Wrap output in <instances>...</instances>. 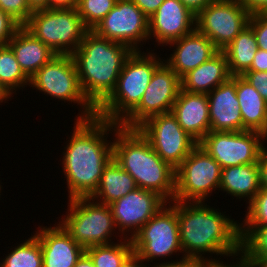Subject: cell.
<instances>
[{"mask_svg": "<svg viewBox=\"0 0 267 267\" xmlns=\"http://www.w3.org/2000/svg\"><path fill=\"white\" fill-rule=\"evenodd\" d=\"M75 120L62 160L69 199L95 193L105 166L113 158V142L106 136L119 125L98 116Z\"/></svg>", "mask_w": 267, "mask_h": 267, "instance_id": "cell-1", "label": "cell"}, {"mask_svg": "<svg viewBox=\"0 0 267 267\" xmlns=\"http://www.w3.org/2000/svg\"><path fill=\"white\" fill-rule=\"evenodd\" d=\"M177 218L183 260H215L206 259L204 253L240 256V223L217 209L205 202L177 201Z\"/></svg>", "mask_w": 267, "mask_h": 267, "instance_id": "cell-2", "label": "cell"}, {"mask_svg": "<svg viewBox=\"0 0 267 267\" xmlns=\"http://www.w3.org/2000/svg\"><path fill=\"white\" fill-rule=\"evenodd\" d=\"M132 51L124 44L99 37L89 30L71 54L84 96L96 109L114 91L124 62Z\"/></svg>", "mask_w": 267, "mask_h": 267, "instance_id": "cell-3", "label": "cell"}, {"mask_svg": "<svg viewBox=\"0 0 267 267\" xmlns=\"http://www.w3.org/2000/svg\"><path fill=\"white\" fill-rule=\"evenodd\" d=\"M114 132L113 159L134 178L137 188L153 191L167 203L173 201L175 169L163 161L138 129L118 125Z\"/></svg>", "mask_w": 267, "mask_h": 267, "instance_id": "cell-4", "label": "cell"}, {"mask_svg": "<svg viewBox=\"0 0 267 267\" xmlns=\"http://www.w3.org/2000/svg\"><path fill=\"white\" fill-rule=\"evenodd\" d=\"M162 63L156 53L132 51L114 91L96 109V116L120 124L139 105L153 73Z\"/></svg>", "mask_w": 267, "mask_h": 267, "instance_id": "cell-5", "label": "cell"}, {"mask_svg": "<svg viewBox=\"0 0 267 267\" xmlns=\"http://www.w3.org/2000/svg\"><path fill=\"white\" fill-rule=\"evenodd\" d=\"M23 26L57 55H71L89 31L76 8L33 11Z\"/></svg>", "mask_w": 267, "mask_h": 267, "instance_id": "cell-6", "label": "cell"}, {"mask_svg": "<svg viewBox=\"0 0 267 267\" xmlns=\"http://www.w3.org/2000/svg\"><path fill=\"white\" fill-rule=\"evenodd\" d=\"M94 201L91 197L69 199L66 218L59 222L84 249L114 243L111 237L116 226L111 208Z\"/></svg>", "mask_w": 267, "mask_h": 267, "instance_id": "cell-7", "label": "cell"}, {"mask_svg": "<svg viewBox=\"0 0 267 267\" xmlns=\"http://www.w3.org/2000/svg\"><path fill=\"white\" fill-rule=\"evenodd\" d=\"M29 85L50 97L64 102L78 103L82 107V115L79 114L77 119H89L96 116V108L87 100L81 89L71 55L53 57L30 78Z\"/></svg>", "mask_w": 267, "mask_h": 267, "instance_id": "cell-8", "label": "cell"}, {"mask_svg": "<svg viewBox=\"0 0 267 267\" xmlns=\"http://www.w3.org/2000/svg\"><path fill=\"white\" fill-rule=\"evenodd\" d=\"M220 181L219 163L197 145L175 170L174 200L205 202L214 189L219 190Z\"/></svg>", "mask_w": 267, "mask_h": 267, "instance_id": "cell-9", "label": "cell"}, {"mask_svg": "<svg viewBox=\"0 0 267 267\" xmlns=\"http://www.w3.org/2000/svg\"><path fill=\"white\" fill-rule=\"evenodd\" d=\"M171 204H174L171 206ZM167 208L161 209L149 219L131 239L133 253L142 260L152 262L155 259L166 258L174 252H182L177 218V201L173 200Z\"/></svg>", "mask_w": 267, "mask_h": 267, "instance_id": "cell-10", "label": "cell"}, {"mask_svg": "<svg viewBox=\"0 0 267 267\" xmlns=\"http://www.w3.org/2000/svg\"><path fill=\"white\" fill-rule=\"evenodd\" d=\"M152 149L175 170L198 145L170 112L147 119L138 128Z\"/></svg>", "mask_w": 267, "mask_h": 267, "instance_id": "cell-11", "label": "cell"}, {"mask_svg": "<svg viewBox=\"0 0 267 267\" xmlns=\"http://www.w3.org/2000/svg\"><path fill=\"white\" fill-rule=\"evenodd\" d=\"M250 16L236 0H215L196 15V29L222 51L248 26Z\"/></svg>", "mask_w": 267, "mask_h": 267, "instance_id": "cell-12", "label": "cell"}, {"mask_svg": "<svg viewBox=\"0 0 267 267\" xmlns=\"http://www.w3.org/2000/svg\"><path fill=\"white\" fill-rule=\"evenodd\" d=\"M181 90V78L163 62L153 73L139 105L119 124L137 129L147 119L170 113Z\"/></svg>", "mask_w": 267, "mask_h": 267, "instance_id": "cell-13", "label": "cell"}, {"mask_svg": "<svg viewBox=\"0 0 267 267\" xmlns=\"http://www.w3.org/2000/svg\"><path fill=\"white\" fill-rule=\"evenodd\" d=\"M260 143V135L256 131H210L198 142V145L223 169L258 163L261 153Z\"/></svg>", "mask_w": 267, "mask_h": 267, "instance_id": "cell-14", "label": "cell"}, {"mask_svg": "<svg viewBox=\"0 0 267 267\" xmlns=\"http://www.w3.org/2000/svg\"><path fill=\"white\" fill-rule=\"evenodd\" d=\"M99 37L140 51L139 44L149 40L148 17L132 2L117 0L113 9L92 29ZM138 44V45H137Z\"/></svg>", "mask_w": 267, "mask_h": 267, "instance_id": "cell-15", "label": "cell"}, {"mask_svg": "<svg viewBox=\"0 0 267 267\" xmlns=\"http://www.w3.org/2000/svg\"><path fill=\"white\" fill-rule=\"evenodd\" d=\"M166 203L157 193L136 188L109 206L118 231L125 235V232L132 230V235L127 236L131 240Z\"/></svg>", "mask_w": 267, "mask_h": 267, "instance_id": "cell-16", "label": "cell"}, {"mask_svg": "<svg viewBox=\"0 0 267 267\" xmlns=\"http://www.w3.org/2000/svg\"><path fill=\"white\" fill-rule=\"evenodd\" d=\"M149 39L155 37L159 45L180 39L196 29V14L180 0H165L148 18Z\"/></svg>", "mask_w": 267, "mask_h": 267, "instance_id": "cell-17", "label": "cell"}, {"mask_svg": "<svg viewBox=\"0 0 267 267\" xmlns=\"http://www.w3.org/2000/svg\"><path fill=\"white\" fill-rule=\"evenodd\" d=\"M210 131H243V119L236 94V76H231L207 94Z\"/></svg>", "mask_w": 267, "mask_h": 267, "instance_id": "cell-18", "label": "cell"}, {"mask_svg": "<svg viewBox=\"0 0 267 267\" xmlns=\"http://www.w3.org/2000/svg\"><path fill=\"white\" fill-rule=\"evenodd\" d=\"M34 235L41 245L42 267H74L85 253V249L60 223L53 227L39 228Z\"/></svg>", "mask_w": 267, "mask_h": 267, "instance_id": "cell-19", "label": "cell"}, {"mask_svg": "<svg viewBox=\"0 0 267 267\" xmlns=\"http://www.w3.org/2000/svg\"><path fill=\"white\" fill-rule=\"evenodd\" d=\"M174 45L173 54L163 60L180 78L202 63L208 61L219 50L204 35L195 29L190 34L168 43ZM176 45V46H175Z\"/></svg>", "mask_w": 267, "mask_h": 267, "instance_id": "cell-20", "label": "cell"}, {"mask_svg": "<svg viewBox=\"0 0 267 267\" xmlns=\"http://www.w3.org/2000/svg\"><path fill=\"white\" fill-rule=\"evenodd\" d=\"M209 111L207 94L181 89L171 113L182 129L199 142L210 132Z\"/></svg>", "mask_w": 267, "mask_h": 267, "instance_id": "cell-21", "label": "cell"}, {"mask_svg": "<svg viewBox=\"0 0 267 267\" xmlns=\"http://www.w3.org/2000/svg\"><path fill=\"white\" fill-rule=\"evenodd\" d=\"M7 45L12 49L20 68L29 79L57 55L24 26L18 28Z\"/></svg>", "mask_w": 267, "mask_h": 267, "instance_id": "cell-22", "label": "cell"}, {"mask_svg": "<svg viewBox=\"0 0 267 267\" xmlns=\"http://www.w3.org/2000/svg\"><path fill=\"white\" fill-rule=\"evenodd\" d=\"M231 77L227 57L218 51L208 61L181 78V89L191 93L208 94Z\"/></svg>", "mask_w": 267, "mask_h": 267, "instance_id": "cell-23", "label": "cell"}, {"mask_svg": "<svg viewBox=\"0 0 267 267\" xmlns=\"http://www.w3.org/2000/svg\"><path fill=\"white\" fill-rule=\"evenodd\" d=\"M221 188V189H220ZM260 169L258 163L231 166L221 169L219 190L238 199L247 198L248 204L260 190Z\"/></svg>", "mask_w": 267, "mask_h": 267, "instance_id": "cell-24", "label": "cell"}, {"mask_svg": "<svg viewBox=\"0 0 267 267\" xmlns=\"http://www.w3.org/2000/svg\"><path fill=\"white\" fill-rule=\"evenodd\" d=\"M243 130L259 132L267 121V102L242 76H236Z\"/></svg>", "mask_w": 267, "mask_h": 267, "instance_id": "cell-25", "label": "cell"}, {"mask_svg": "<svg viewBox=\"0 0 267 267\" xmlns=\"http://www.w3.org/2000/svg\"><path fill=\"white\" fill-rule=\"evenodd\" d=\"M136 188L134 178L112 158L105 166L98 188L91 198L109 205Z\"/></svg>", "mask_w": 267, "mask_h": 267, "instance_id": "cell-26", "label": "cell"}, {"mask_svg": "<svg viewBox=\"0 0 267 267\" xmlns=\"http://www.w3.org/2000/svg\"><path fill=\"white\" fill-rule=\"evenodd\" d=\"M257 50L255 34L248 25L222 50L227 57L231 76H242L248 71Z\"/></svg>", "mask_w": 267, "mask_h": 267, "instance_id": "cell-27", "label": "cell"}, {"mask_svg": "<svg viewBox=\"0 0 267 267\" xmlns=\"http://www.w3.org/2000/svg\"><path fill=\"white\" fill-rule=\"evenodd\" d=\"M125 239L119 243L96 245L85 249L95 267H121L126 259L133 253L132 241Z\"/></svg>", "mask_w": 267, "mask_h": 267, "instance_id": "cell-28", "label": "cell"}, {"mask_svg": "<svg viewBox=\"0 0 267 267\" xmlns=\"http://www.w3.org/2000/svg\"><path fill=\"white\" fill-rule=\"evenodd\" d=\"M0 84L12 96L14 90L30 84L8 45H0Z\"/></svg>", "mask_w": 267, "mask_h": 267, "instance_id": "cell-29", "label": "cell"}, {"mask_svg": "<svg viewBox=\"0 0 267 267\" xmlns=\"http://www.w3.org/2000/svg\"><path fill=\"white\" fill-rule=\"evenodd\" d=\"M241 254L247 262L267 258V226H240Z\"/></svg>", "mask_w": 267, "mask_h": 267, "instance_id": "cell-30", "label": "cell"}, {"mask_svg": "<svg viewBox=\"0 0 267 267\" xmlns=\"http://www.w3.org/2000/svg\"><path fill=\"white\" fill-rule=\"evenodd\" d=\"M43 255L39 239L32 235L17 245L0 263V267H42Z\"/></svg>", "mask_w": 267, "mask_h": 267, "instance_id": "cell-31", "label": "cell"}, {"mask_svg": "<svg viewBox=\"0 0 267 267\" xmlns=\"http://www.w3.org/2000/svg\"><path fill=\"white\" fill-rule=\"evenodd\" d=\"M117 0H78L77 12L84 25L92 30L116 5Z\"/></svg>", "mask_w": 267, "mask_h": 267, "instance_id": "cell-32", "label": "cell"}, {"mask_svg": "<svg viewBox=\"0 0 267 267\" xmlns=\"http://www.w3.org/2000/svg\"><path fill=\"white\" fill-rule=\"evenodd\" d=\"M240 226H267V188H260L247 206V212Z\"/></svg>", "mask_w": 267, "mask_h": 267, "instance_id": "cell-33", "label": "cell"}, {"mask_svg": "<svg viewBox=\"0 0 267 267\" xmlns=\"http://www.w3.org/2000/svg\"><path fill=\"white\" fill-rule=\"evenodd\" d=\"M0 9L9 14L21 26L28 20L33 11L30 9L28 0H0Z\"/></svg>", "mask_w": 267, "mask_h": 267, "instance_id": "cell-34", "label": "cell"}, {"mask_svg": "<svg viewBox=\"0 0 267 267\" xmlns=\"http://www.w3.org/2000/svg\"><path fill=\"white\" fill-rule=\"evenodd\" d=\"M248 25L253 29L258 48L267 51V12L251 14Z\"/></svg>", "mask_w": 267, "mask_h": 267, "instance_id": "cell-35", "label": "cell"}, {"mask_svg": "<svg viewBox=\"0 0 267 267\" xmlns=\"http://www.w3.org/2000/svg\"><path fill=\"white\" fill-rule=\"evenodd\" d=\"M21 25L0 9V45H7Z\"/></svg>", "mask_w": 267, "mask_h": 267, "instance_id": "cell-36", "label": "cell"}, {"mask_svg": "<svg viewBox=\"0 0 267 267\" xmlns=\"http://www.w3.org/2000/svg\"><path fill=\"white\" fill-rule=\"evenodd\" d=\"M242 77L253 86L267 102V72L246 71Z\"/></svg>", "mask_w": 267, "mask_h": 267, "instance_id": "cell-37", "label": "cell"}, {"mask_svg": "<svg viewBox=\"0 0 267 267\" xmlns=\"http://www.w3.org/2000/svg\"><path fill=\"white\" fill-rule=\"evenodd\" d=\"M165 0H132V2L149 18Z\"/></svg>", "mask_w": 267, "mask_h": 267, "instance_id": "cell-38", "label": "cell"}, {"mask_svg": "<svg viewBox=\"0 0 267 267\" xmlns=\"http://www.w3.org/2000/svg\"><path fill=\"white\" fill-rule=\"evenodd\" d=\"M251 14L267 12V0H236Z\"/></svg>", "mask_w": 267, "mask_h": 267, "instance_id": "cell-39", "label": "cell"}, {"mask_svg": "<svg viewBox=\"0 0 267 267\" xmlns=\"http://www.w3.org/2000/svg\"><path fill=\"white\" fill-rule=\"evenodd\" d=\"M154 267H205V260H198V259H186L183 260L181 259L180 261H173L170 263V261L168 262H162L161 264L159 263L158 265H156Z\"/></svg>", "mask_w": 267, "mask_h": 267, "instance_id": "cell-40", "label": "cell"}, {"mask_svg": "<svg viewBox=\"0 0 267 267\" xmlns=\"http://www.w3.org/2000/svg\"><path fill=\"white\" fill-rule=\"evenodd\" d=\"M248 71L267 72V51L258 48Z\"/></svg>", "mask_w": 267, "mask_h": 267, "instance_id": "cell-41", "label": "cell"}, {"mask_svg": "<svg viewBox=\"0 0 267 267\" xmlns=\"http://www.w3.org/2000/svg\"><path fill=\"white\" fill-rule=\"evenodd\" d=\"M260 169V186L261 188H267V148L261 146V153L258 161Z\"/></svg>", "mask_w": 267, "mask_h": 267, "instance_id": "cell-42", "label": "cell"}, {"mask_svg": "<svg viewBox=\"0 0 267 267\" xmlns=\"http://www.w3.org/2000/svg\"><path fill=\"white\" fill-rule=\"evenodd\" d=\"M240 258L237 263L232 264H223V261L219 260H205V267H251V265L247 262L246 258L240 253Z\"/></svg>", "mask_w": 267, "mask_h": 267, "instance_id": "cell-43", "label": "cell"}, {"mask_svg": "<svg viewBox=\"0 0 267 267\" xmlns=\"http://www.w3.org/2000/svg\"><path fill=\"white\" fill-rule=\"evenodd\" d=\"M187 8H189L194 14H198L207 5L215 0H180Z\"/></svg>", "mask_w": 267, "mask_h": 267, "instance_id": "cell-44", "label": "cell"}, {"mask_svg": "<svg viewBox=\"0 0 267 267\" xmlns=\"http://www.w3.org/2000/svg\"><path fill=\"white\" fill-rule=\"evenodd\" d=\"M78 0H48V8H76Z\"/></svg>", "mask_w": 267, "mask_h": 267, "instance_id": "cell-45", "label": "cell"}, {"mask_svg": "<svg viewBox=\"0 0 267 267\" xmlns=\"http://www.w3.org/2000/svg\"><path fill=\"white\" fill-rule=\"evenodd\" d=\"M143 262L144 260H142L137 254L132 253L121 267H147L146 263L143 264Z\"/></svg>", "mask_w": 267, "mask_h": 267, "instance_id": "cell-46", "label": "cell"}, {"mask_svg": "<svg viewBox=\"0 0 267 267\" xmlns=\"http://www.w3.org/2000/svg\"><path fill=\"white\" fill-rule=\"evenodd\" d=\"M28 4L32 11L48 9V0H28Z\"/></svg>", "mask_w": 267, "mask_h": 267, "instance_id": "cell-47", "label": "cell"}, {"mask_svg": "<svg viewBox=\"0 0 267 267\" xmlns=\"http://www.w3.org/2000/svg\"><path fill=\"white\" fill-rule=\"evenodd\" d=\"M74 267H95L91 258L84 253Z\"/></svg>", "mask_w": 267, "mask_h": 267, "instance_id": "cell-48", "label": "cell"}, {"mask_svg": "<svg viewBox=\"0 0 267 267\" xmlns=\"http://www.w3.org/2000/svg\"><path fill=\"white\" fill-rule=\"evenodd\" d=\"M8 98L11 99V95L0 84V103H3L4 100L8 101Z\"/></svg>", "mask_w": 267, "mask_h": 267, "instance_id": "cell-49", "label": "cell"}, {"mask_svg": "<svg viewBox=\"0 0 267 267\" xmlns=\"http://www.w3.org/2000/svg\"><path fill=\"white\" fill-rule=\"evenodd\" d=\"M259 135H260V145L263 146V141L266 140L267 141V121L265 122L263 128L259 131ZM262 140V141H261Z\"/></svg>", "mask_w": 267, "mask_h": 267, "instance_id": "cell-50", "label": "cell"}, {"mask_svg": "<svg viewBox=\"0 0 267 267\" xmlns=\"http://www.w3.org/2000/svg\"><path fill=\"white\" fill-rule=\"evenodd\" d=\"M251 267H267V258L254 262Z\"/></svg>", "mask_w": 267, "mask_h": 267, "instance_id": "cell-51", "label": "cell"}]
</instances>
